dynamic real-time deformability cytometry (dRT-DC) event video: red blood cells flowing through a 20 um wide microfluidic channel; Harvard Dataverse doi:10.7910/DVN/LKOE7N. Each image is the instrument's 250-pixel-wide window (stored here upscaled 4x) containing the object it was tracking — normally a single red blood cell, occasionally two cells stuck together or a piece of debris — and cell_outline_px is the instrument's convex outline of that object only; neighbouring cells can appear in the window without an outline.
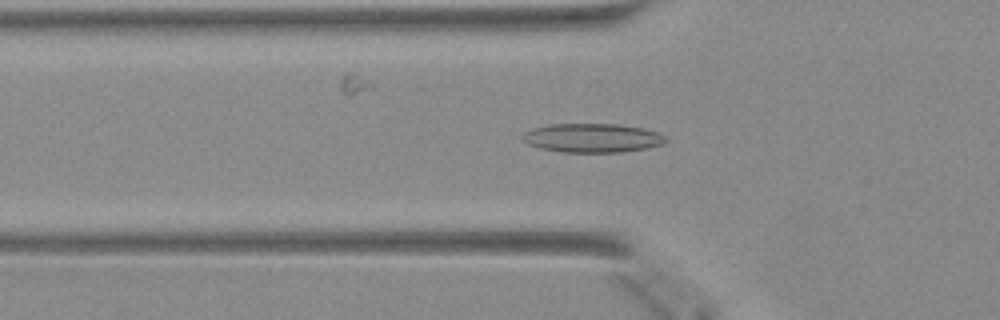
{"species": "Egyptian fruit bat (a non-hibernating species)", "species_latin": "Rousettus aegyptiacus", "temperature_condition": "warm", "stored_images_in_passage": 43, "camera_frame_rate_fps": 3000, "um_per_image_px": 0.085, "animal": {"sex": "female"}, "frame": {"image": 1, "passage_image": 11, "time_ms": 3.333, "image_size_px": [1000, 320], "cell_outline_px": [[668, 140], [660, 144], [648, 148], [624, 152], [560, 152], [540, 148], [528, 144], [520, 136], [524, 132], [532, 128], [552, 124], [620, 124], [644, 128], [656, 132], [664, 136]], "centroid_in_image_um": [50.33, 11.72], "position_along_channel_um": 75.5, "area_um2": 24.22}}
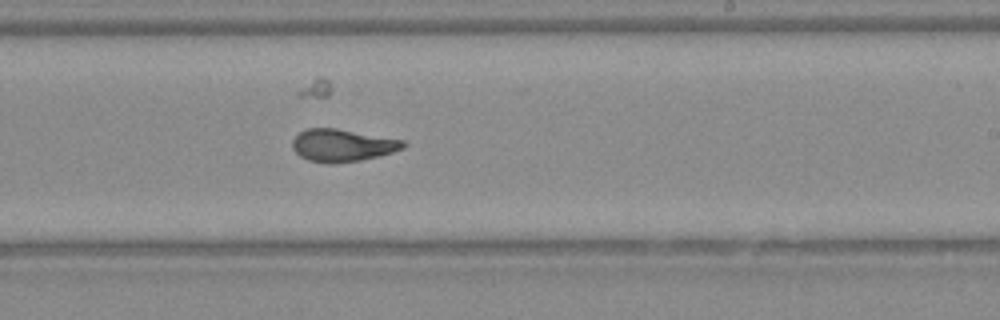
{"frame": {"image": 2, "passage_image": 24, "time_ms": 7.667, "image_size_px": [1000, 320], "cell_outline_px": [[408, 144], [404, 148], [392, 152], [360, 160], [308, 160], [300, 156], [292, 148], [292, 140], [300, 132], [308, 128], [336, 128], [404, 140]], "centroid_in_image_um": [29.13, 12.3], "position_along_channel_um": 259.9, "area_um2": 20.11}}
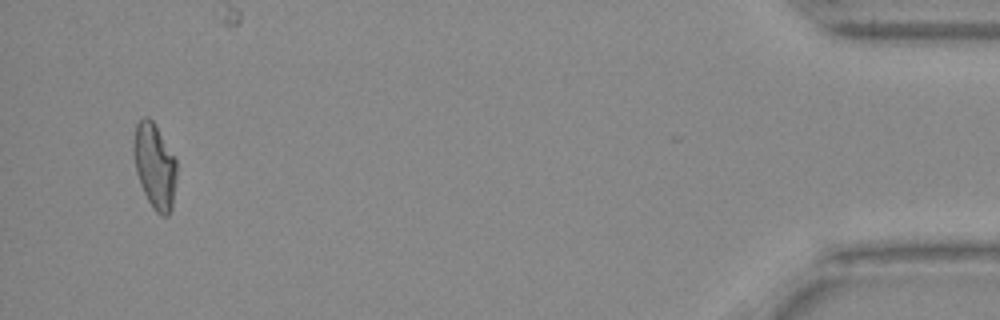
{"frame": {"image": 3, "passage_image": 41, "time_ms": 13.333, "image_size_px": [1000, 320], "cell_outline_px": [[176, 180], [172, 208], [168, 216], [160, 216], [156, 212], [148, 200], [140, 184], [136, 172], [132, 152], [132, 140], [136, 124], [144, 116], [148, 116], [152, 120], [176, 160]], "centroid_in_image_um": [13.12, 14.11], "position_along_channel_um": 422.1, "area_um2": 21.44}}